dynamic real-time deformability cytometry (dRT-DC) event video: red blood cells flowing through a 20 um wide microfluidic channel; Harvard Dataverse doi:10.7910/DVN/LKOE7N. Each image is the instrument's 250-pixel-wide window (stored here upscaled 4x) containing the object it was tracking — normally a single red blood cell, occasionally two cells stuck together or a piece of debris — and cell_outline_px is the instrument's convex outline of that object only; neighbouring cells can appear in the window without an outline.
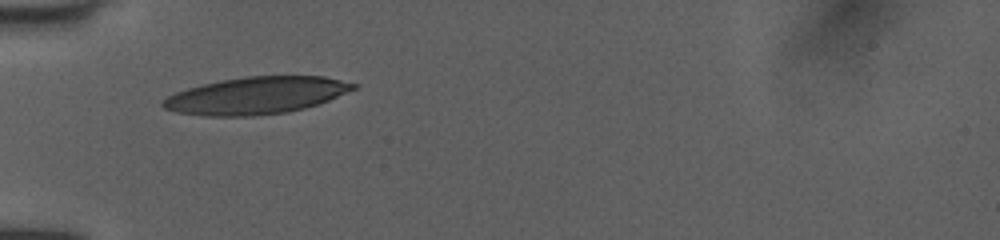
{"species": "human", "species_latin": "Homo sapiens", "temperature_condition": "room temperature", "stored_images_in_passage": 29, "camera_frame_rate_fps": 3000, "um_per_image_px": 0.085, "donor": {"sex": "female"}, "frame": {"image": 1, "passage_image": 1, "time_ms": 0.0, "image_size_px": [1000, 240], "cell_outline_px": [[360, 84], [356, 88], [328, 100], [304, 108], [288, 112], [252, 116], [204, 116], [176, 112], [164, 108], [160, 104], [160, 100], [176, 92], [188, 88], [220, 80], [244, 76], [324, 76]], "centroid_in_image_um": [21.76, 8.11], "position_along_channel_um": 63.2, "area_um2": 41.21}}
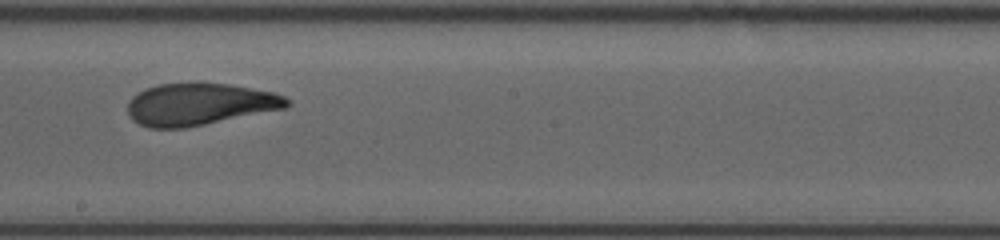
{"frame": {"image": 2, "passage_image": 14, "time_ms": 4.333, "image_size_px": [1000, 240], "cell_outline_px": [[292, 104], [288, 108], [184, 128], [148, 128], [132, 120], [128, 116], [128, 100], [136, 92], [144, 88], [156, 84], [196, 80], [228, 84], [276, 92], [292, 100]], "centroid_in_image_um": [16.96, 8.82], "position_along_channel_um": 231.2, "area_um2": 40.29}}
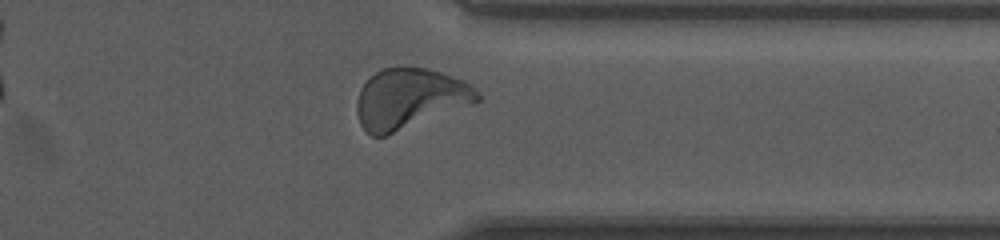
{"frame": {"image": 3, "passage_image": 25, "time_ms": 8.0, "image_size_px": [1000, 240], "cell_outline_px": [[480, 100], [472, 104], [384, 136], [372, 136], [360, 124], [356, 112], [356, 100], [360, 88], [376, 72], [384, 68], [400, 64], [424, 68], [440, 72], [464, 80], [476, 88], [480, 92]], "centroid_in_image_um": [34.81, 8.34], "position_along_channel_um": 376.6, "area_um2": 42.43}, "authors_computed_cell_mechanics": {"area_um2": 39.9398, "velocity_mm_per_s": 4.0089, "shape_relaxation_time_tau1_ms": 4.32, "shape_relaxation_time_tau2_ms": 1.3116, "deformation_change_tau1": 0.1916, "deformation_change_tau2": 0.0849}}